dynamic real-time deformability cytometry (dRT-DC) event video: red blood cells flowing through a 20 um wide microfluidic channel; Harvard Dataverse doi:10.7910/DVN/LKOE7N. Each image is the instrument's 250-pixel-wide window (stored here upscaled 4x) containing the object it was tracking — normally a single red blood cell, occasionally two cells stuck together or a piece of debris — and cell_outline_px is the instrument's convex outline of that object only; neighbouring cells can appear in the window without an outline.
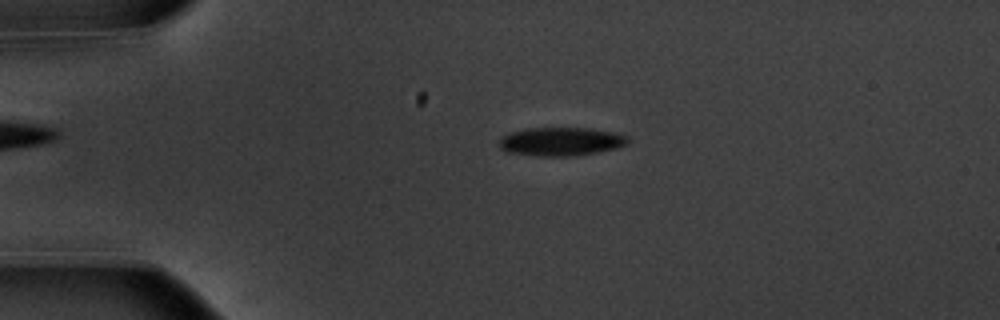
{"species": "common noctule bat (a hibernating species)", "species_latin": "Nyctalus noctula", "temperature_condition": "warm", "stored_images_in_passage": 28, "camera_frame_rate_fps": 3000, "um_per_image_px": 0.085, "animal": {"sex": "male", "body_mass_g": 20.1, "forearm_length_mm": 53.5}, "frame": {"image": 1, "passage_image": 11, "time_ms": 3.333, "image_size_px": [1000, 320], "cell_outline_px": [[628, 144], [616, 148], [600, 152], [572, 156], [536, 156], [508, 152], [500, 148], [500, 136], [508, 132], [524, 128], [592, 128], [612, 132], [628, 136]], "centroid_in_image_um": [47.66, 12.03], "position_along_channel_um": 37.3, "area_um2": 21.62}}
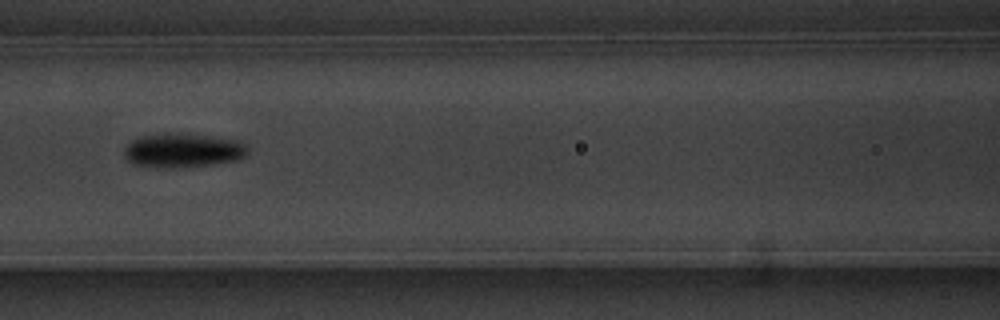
{"frame": {"image": 2, "passage_image": 23, "time_ms": 7.333, "image_size_px": [1000, 320], "cell_outline_px": [[248, 152], [244, 156], [236, 160], [208, 164], [132, 164], [124, 156], [124, 148], [132, 140], [144, 136], [200, 136], [236, 140], [244, 144], [248, 148]], "centroid_in_image_um": [15.58, 12.77], "position_along_channel_um": 151.0, "area_um2": 22.02}}